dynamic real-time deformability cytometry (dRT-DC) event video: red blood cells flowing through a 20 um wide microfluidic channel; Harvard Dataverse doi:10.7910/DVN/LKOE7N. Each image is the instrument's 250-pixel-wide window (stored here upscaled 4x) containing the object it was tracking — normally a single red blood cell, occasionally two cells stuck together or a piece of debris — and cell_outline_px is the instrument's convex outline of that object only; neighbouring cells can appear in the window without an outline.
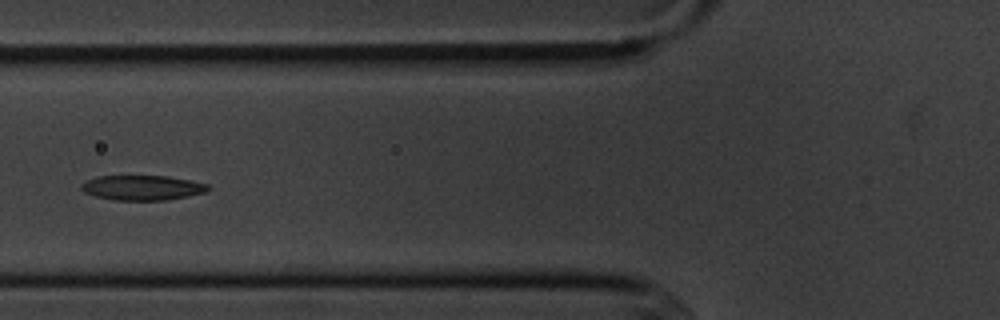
{"species": "common noctule bat (a hibernating species)", "species_latin": "Nyctalus noctula", "temperature_condition": "cold", "stored_images_in_passage": 5, "camera_frame_rate_fps": 3000, "um_per_image_px": 0.085, "animal": {"sex": "male", "body_mass_g": 20.1, "forearm_length_mm": 53.5}, "frame": {"image": 1, "passage_image": 5, "time_ms": 5.333, "image_size_px": [1000, 320], "cell_outline_px": [[212, 188], [208, 192], [188, 196], [164, 200], [116, 200], [96, 196], [84, 192], [80, 188], [80, 184], [84, 180], [96, 176], [168, 176], [208, 184]], "centroid_in_image_um": [12.09, 15.95], "position_along_channel_um": 113.7, "area_um2": 18.5}}